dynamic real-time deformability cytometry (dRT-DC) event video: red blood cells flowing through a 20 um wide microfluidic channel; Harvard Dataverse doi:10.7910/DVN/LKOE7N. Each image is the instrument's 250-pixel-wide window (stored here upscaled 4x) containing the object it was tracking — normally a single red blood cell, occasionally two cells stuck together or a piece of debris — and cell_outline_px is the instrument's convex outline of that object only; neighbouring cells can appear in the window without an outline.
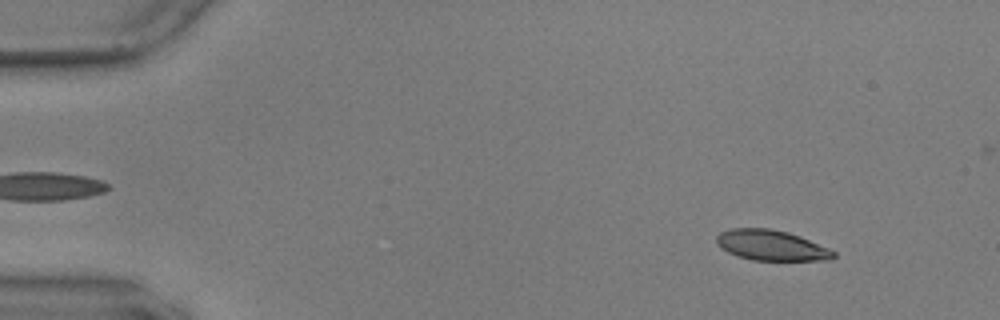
{"species": "common noctule bat (a hibernating species)", "species_latin": "Nyctalus noctula", "temperature_condition": "warm", "stored_images_in_passage": 56, "camera_frame_rate_fps": 3000, "um_per_image_px": 0.085, "animal": {"sex": "male", "body_mass_g": 17.9, "forearm_length_mm": 54.2}, "frame": {"image": 1, "passage_image": 6, "time_ms": 1.667, "image_size_px": [1000, 320], "cell_outline_px": [[836, 256], [828, 260], [752, 260], [736, 256], [720, 248], [716, 244], [716, 236], [720, 232], [728, 228], [768, 228], [788, 232], [800, 236], [828, 248], [836, 252]], "centroid_in_image_um": [65.52, 20.85], "position_along_channel_um": 19.5, "area_um2": 20.87}}
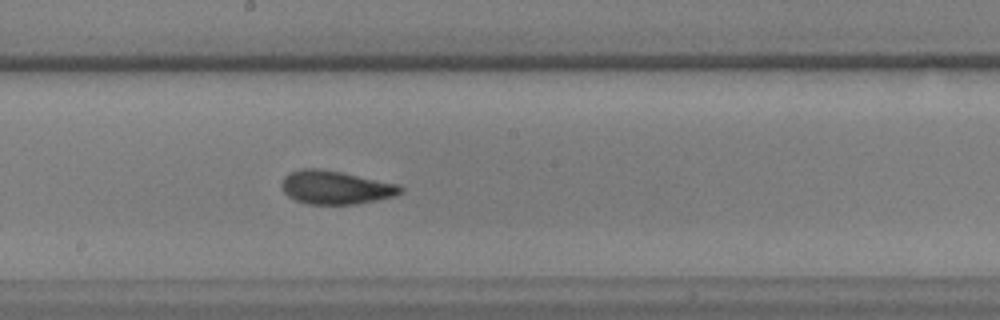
{"frame": {"image": 2, "passage_image": 31, "time_ms": 10.0, "image_size_px": [1000, 320], "cell_outline_px": [[404, 188], [396, 196], [356, 204], [308, 204], [296, 200], [288, 196], [284, 192], [280, 184], [284, 176], [288, 172], [300, 168], [320, 168], [400, 184]], "centroid_in_image_um": [28.5, 15.92], "position_along_channel_um": 219.7, "area_um2": 23.29}}
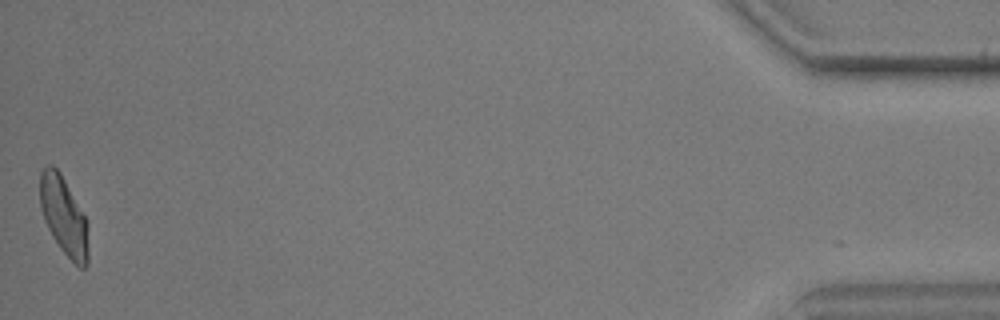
{"frame": {"image": 3, "passage_image": 56, "time_ms": 18.333, "image_size_px": [1000, 320], "cell_outline_px": [[88, 264], [84, 268], [80, 268], [60, 248], [52, 236], [44, 220], [40, 208], [40, 172], [48, 164], [52, 164], [60, 172], [88, 220]], "centroid_in_image_um": [5.43, 18.35], "position_along_channel_um": 429.8, "area_um2": 22.25}, "authors_computed_cell_mechanics": {"area_um2": 22.3108, "velocity_mm_per_s": 3.5889, "shape_relaxation_time_tau1_ms": 5.5991, "shape_relaxation_time_tau2_ms": 1.8363, "deformation_change_tau1": 0.1831, "deformation_change_tau2": 0.0899}}